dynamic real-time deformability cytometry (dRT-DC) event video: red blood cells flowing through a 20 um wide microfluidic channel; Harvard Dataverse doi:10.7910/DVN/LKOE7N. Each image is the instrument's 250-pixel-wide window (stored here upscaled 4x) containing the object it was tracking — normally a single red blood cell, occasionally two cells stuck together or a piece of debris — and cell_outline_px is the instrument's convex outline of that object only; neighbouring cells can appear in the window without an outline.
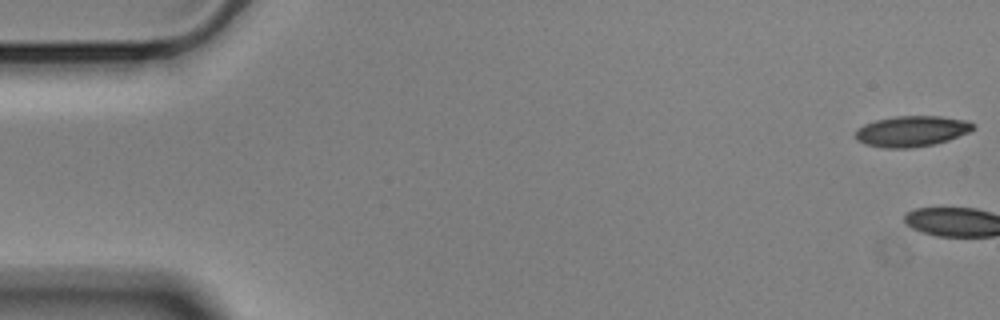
{"species": "Egyptian fruit bat (a non-hibernating species)", "species_latin": "Rousettus aegyptiacus", "temperature_condition": "cold", "stored_images_in_passage": 3, "camera_frame_rate_fps": 3000, "um_per_image_px": 0.085, "animal": {"sex": "male"}, "frame": {"image": 1, "passage_image": 1, "time_ms": 0.0, "image_size_px": [1000, 320], "cell_outline_px": [[976, 128], [968, 132], [948, 140], [932, 144], [912, 148], [884, 148], [864, 144], [856, 140], [856, 128], [864, 124], [876, 120], [896, 116], [940, 116], [968, 120], [976, 124]], "centroid_in_image_um": [77.5, 11.15], "position_along_channel_um": 7.5, "area_um2": 21.21}}